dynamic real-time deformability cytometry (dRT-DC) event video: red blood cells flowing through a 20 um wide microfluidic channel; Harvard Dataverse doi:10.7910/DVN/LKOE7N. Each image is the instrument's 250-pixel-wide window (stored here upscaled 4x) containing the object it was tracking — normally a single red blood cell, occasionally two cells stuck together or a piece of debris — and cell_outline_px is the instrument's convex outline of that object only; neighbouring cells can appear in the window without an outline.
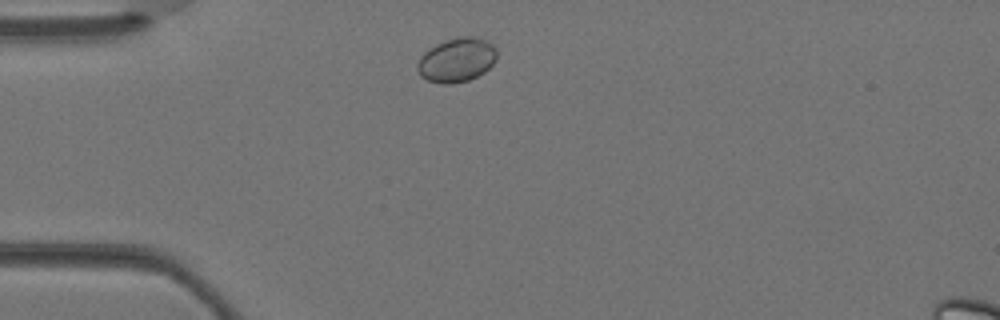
{"species": "Egyptian fruit bat (a non-hibernating species)", "species_latin": "Rousettus aegyptiacus", "temperature_condition": "warm", "stored_images_in_passage": 2, "camera_frame_rate_fps": 3000, "um_per_image_px": 0.085, "animal": {"sex": "female"}, "frame": {"image": 1, "passage_image": 1, "time_ms": 0.0, "image_size_px": [1000, 320], "cell_outline_px": [[496, 60], [484, 72], [468, 80], [452, 84], [444, 84], [428, 80], [420, 76], [416, 68], [416, 64], [420, 56], [428, 48], [444, 40], [460, 36], [472, 36], [488, 40], [496, 48]], "centroid_in_image_um": [38.8, 5.08], "position_along_channel_um": 46.2, "area_um2": 20.63}}